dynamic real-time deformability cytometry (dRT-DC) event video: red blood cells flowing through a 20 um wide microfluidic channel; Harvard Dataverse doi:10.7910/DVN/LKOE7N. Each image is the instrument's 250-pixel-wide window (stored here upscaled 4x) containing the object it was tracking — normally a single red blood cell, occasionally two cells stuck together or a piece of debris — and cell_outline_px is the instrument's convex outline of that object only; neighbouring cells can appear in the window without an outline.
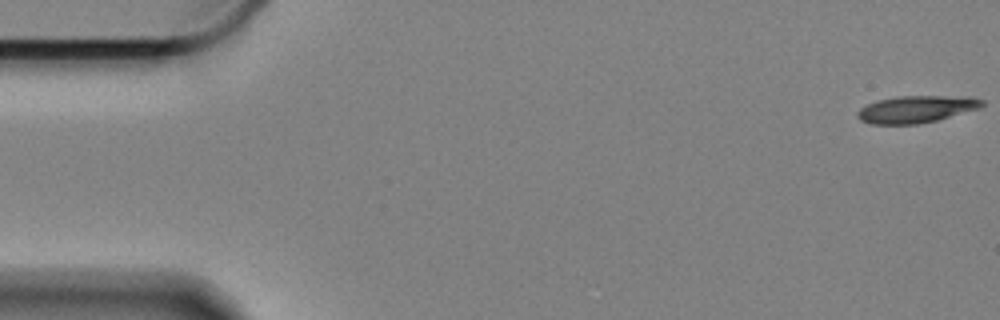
{"species": "Egyptian fruit bat (a non-hibernating species)", "species_latin": "Rousettus aegyptiacus", "temperature_condition": "cold", "stored_images_in_passage": 59, "camera_frame_rate_fps": 3000, "um_per_image_px": 0.085, "animal": {"sex": "female"}, "frame": {"image": 1, "passage_image": 1, "time_ms": 0.0, "image_size_px": [1000, 320], "cell_outline_px": [[984, 104], [980, 108], [936, 120], [916, 124], [872, 124], [860, 120], [856, 116], [856, 112], [860, 108], [876, 100], [896, 96], [968, 96], [984, 100]], "centroid_in_image_um": [77.87, 9.27], "position_along_channel_um": 7.1, "area_um2": 19.71}}
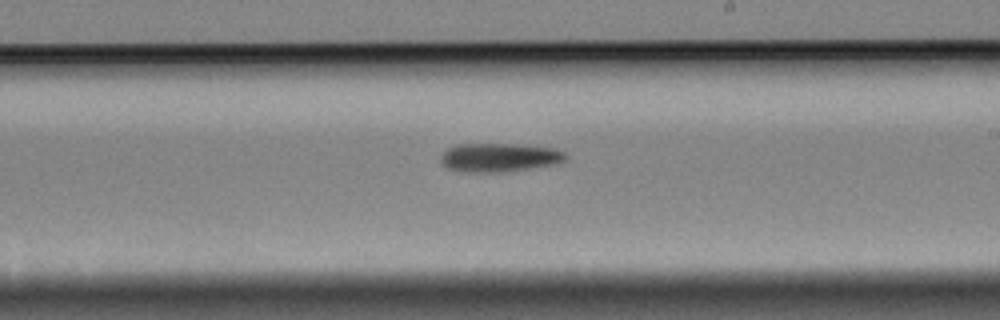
{"frame": {"image": 2, "passage_image": 34, "time_ms": 11.0, "image_size_px": [1000, 320], "cell_outline_px": [[568, 156], [564, 160], [556, 164], [508, 172], [464, 172], [444, 168], [440, 160], [440, 156], [448, 148], [456, 144], [512, 144], [556, 148], [564, 152]], "centroid_in_image_um": [42.42, 13.39], "position_along_channel_um": 246.6, "area_um2": 21.15}}
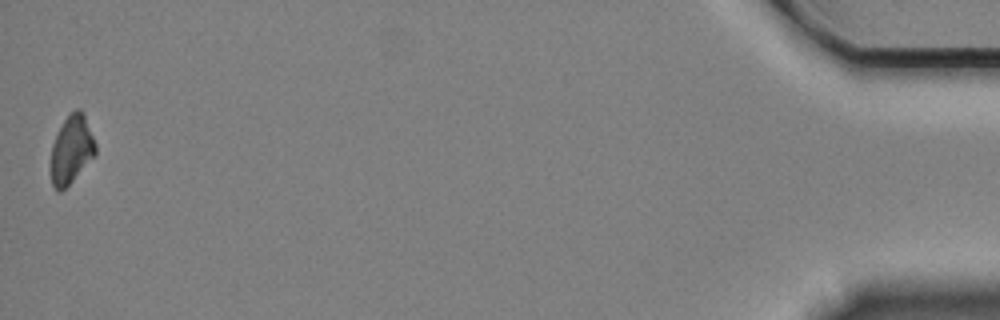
{"frame": {"image": 3, "passage_image": 59, "time_ms": 19.333, "image_size_px": [1000, 320], "cell_outline_px": [[96, 152], [72, 180], [60, 192], [52, 184], [52, 144], [68, 112], [76, 108], [80, 108], [84, 112], [96, 144]], "centroid_in_image_um": [6.09, 12.62], "position_along_channel_um": 429.1, "area_um2": 17.22}, "authors_computed_cell_mechanics": {"area_um2": 19.7676, "velocity_mm_per_s": 3.3329, "shape_relaxation_time_tau1_ms": 5.1475, "shape_relaxation_time_tau2_ms": null, "deformation_change_tau1": 0.1179, "deformation_change_tau2": null}}